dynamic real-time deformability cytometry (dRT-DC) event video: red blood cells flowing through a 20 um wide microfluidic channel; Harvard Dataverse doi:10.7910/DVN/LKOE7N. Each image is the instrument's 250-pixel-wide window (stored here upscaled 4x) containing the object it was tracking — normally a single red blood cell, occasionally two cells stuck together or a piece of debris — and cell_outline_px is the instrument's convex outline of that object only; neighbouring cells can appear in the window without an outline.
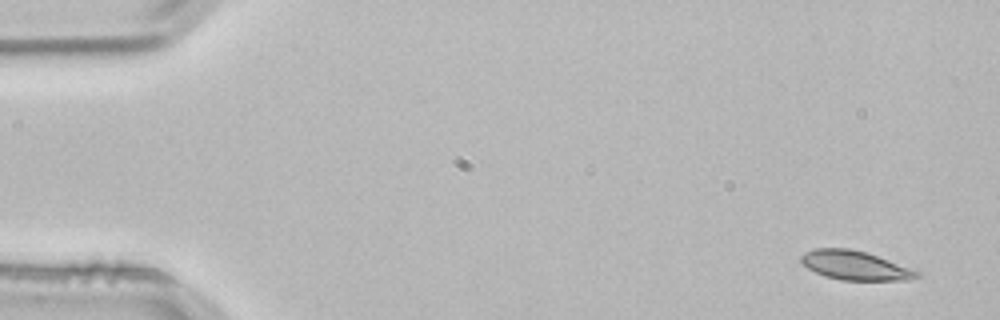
{"species": "common noctule bat (a hibernating species)", "species_latin": "Nyctalus noctula", "temperature_condition": "room temperature", "stored_images_in_passage": 3, "camera_frame_rate_fps": 3000, "um_per_image_px": 0.085, "animal": {"sex": "male", "body_mass_g": 21.5, "forearm_length_mm": 52.0}, "frame": {"image": 1, "passage_image": 1, "time_ms": 0.0, "image_size_px": [1000, 320], "cell_outline_px": [[920, 276], [908, 280], [840, 280], [824, 276], [808, 268], [800, 260], [800, 256], [804, 252], [816, 248], [848, 248], [864, 252], [876, 256], [920, 272]], "centroid_in_image_um": [72.63, 22.56], "position_along_channel_um": 12.4, "area_um2": 19.31}}